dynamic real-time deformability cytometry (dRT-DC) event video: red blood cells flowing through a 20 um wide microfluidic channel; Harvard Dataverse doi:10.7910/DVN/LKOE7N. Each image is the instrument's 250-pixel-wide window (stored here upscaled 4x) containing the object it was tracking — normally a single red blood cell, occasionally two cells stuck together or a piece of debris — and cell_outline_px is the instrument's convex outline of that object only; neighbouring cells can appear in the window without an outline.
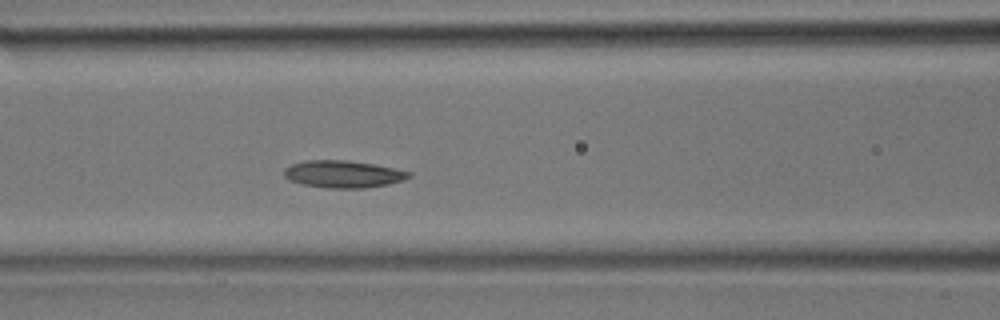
{"species": "common noctule bat (a hibernating species)", "species_latin": "Nyctalus noctula", "temperature_condition": "room temperature", "stored_images_in_passage": 34, "camera_frame_rate_fps": 3000, "um_per_image_px": 0.085, "animal": {"sex": "male", "body_mass_g": 17.9}, "frame": {"image": 1, "passage_image": 13, "time_ms": 4.0, "image_size_px": [1000, 320], "cell_outline_px": [[412, 176], [404, 180], [388, 184], [364, 188], [328, 188], [304, 184], [288, 180], [284, 176], [284, 168], [292, 164], [304, 160], [348, 160], [372, 164], [412, 172]], "centroid_in_image_um": [29.16, 14.79], "position_along_channel_um": 137.4, "area_um2": 19.77}}
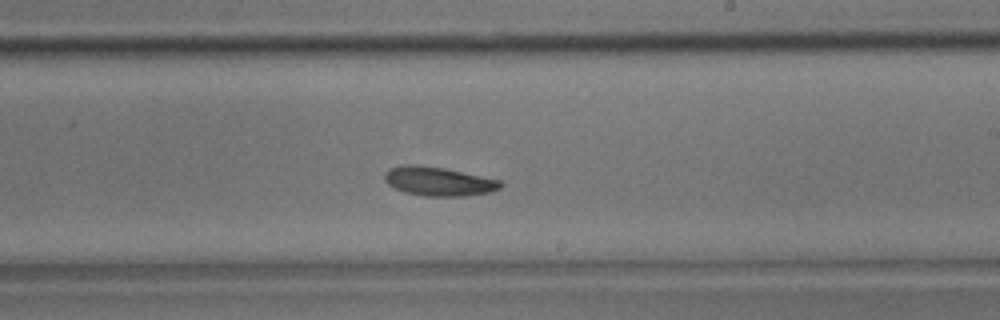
{"frame": {"image": 2, "passage_image": 19, "time_ms": 6.0, "image_size_px": [1000, 320], "cell_outline_px": [[504, 184], [500, 188], [488, 192], [464, 196], [424, 196], [404, 192], [388, 184], [384, 180], [384, 172], [388, 168], [400, 164], [412, 164], [444, 168], [500, 180]], "centroid_in_image_um": [37.22, 15.4], "position_along_channel_um": 251.8, "area_um2": 19.59}}
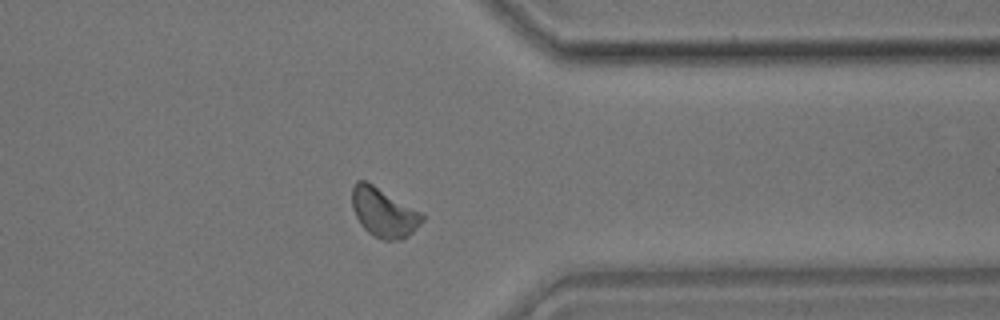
{"frame": {"image": 3, "passage_image": 26, "time_ms": 8.333, "image_size_px": [1000, 320], "cell_outline_px": [[424, 220], [408, 236], [400, 240], [384, 240], [372, 236], [360, 224], [352, 208], [352, 184], [356, 180], [364, 180], [372, 184], [420, 212], [424, 216]], "centroid_in_image_um": [32.58, 18.07], "position_along_channel_um": 378.8, "area_um2": 19.88}}